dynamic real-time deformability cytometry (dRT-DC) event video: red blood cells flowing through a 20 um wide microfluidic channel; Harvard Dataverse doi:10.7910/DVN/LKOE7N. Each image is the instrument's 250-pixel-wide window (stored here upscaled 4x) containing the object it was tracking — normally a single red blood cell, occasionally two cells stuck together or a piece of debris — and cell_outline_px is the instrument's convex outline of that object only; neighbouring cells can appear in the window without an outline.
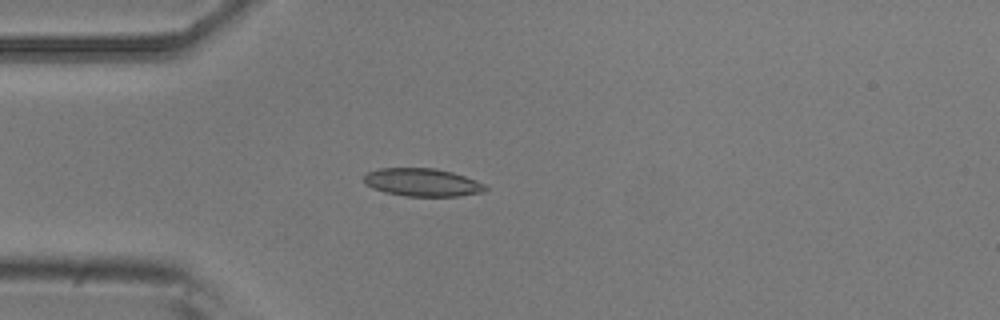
{"species": "common noctule bat (a hibernating species)", "species_latin": "Nyctalus noctula", "temperature_condition": "room temperature", "stored_images_in_passage": 3, "camera_frame_rate_fps": 3000, "um_per_image_px": 0.085, "animal": {"sex": "male", "body_mass_g": 20.5, "forearm_length_mm": 52.5}, "frame": {"image": 1, "passage_image": 3, "time_ms": 3.0, "image_size_px": [1000, 320], "cell_outline_px": [[488, 188], [484, 192], [460, 196], [404, 196], [384, 192], [372, 188], [364, 184], [364, 176], [368, 172], [380, 168], [436, 168], [452, 172], [476, 180], [484, 184]], "centroid_in_image_um": [35.89, 15.5], "position_along_channel_um": 49.1, "area_um2": 19.88}}